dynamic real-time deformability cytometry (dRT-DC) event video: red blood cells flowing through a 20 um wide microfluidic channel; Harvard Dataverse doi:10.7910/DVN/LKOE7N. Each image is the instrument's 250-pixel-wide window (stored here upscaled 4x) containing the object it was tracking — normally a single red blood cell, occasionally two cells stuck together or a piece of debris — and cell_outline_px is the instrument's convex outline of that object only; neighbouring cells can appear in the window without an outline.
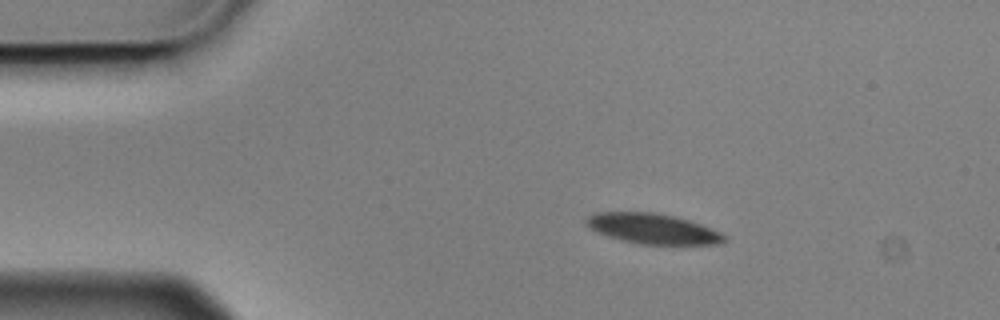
{"species": "Egyptian fruit bat (a non-hibernating species)", "species_latin": "Rousettus aegyptiacus", "temperature_condition": "cold", "stored_images_in_passage": 11, "camera_frame_rate_fps": 3000, "um_per_image_px": 0.085, "animal": {"sex": "male"}, "frame": {"image": 1, "passage_image": 3, "time_ms": 0.667, "image_size_px": [1000, 320], "cell_outline_px": [[728, 240], [720, 244], [640, 244], [620, 240], [608, 236], [584, 224], [584, 220], [588, 216], [596, 212], [652, 212], [672, 216], [688, 220], [700, 224], [720, 232], [728, 236]], "centroid_in_image_um": [55.5, 19.44], "position_along_channel_um": 29.5, "area_um2": 24.22}}
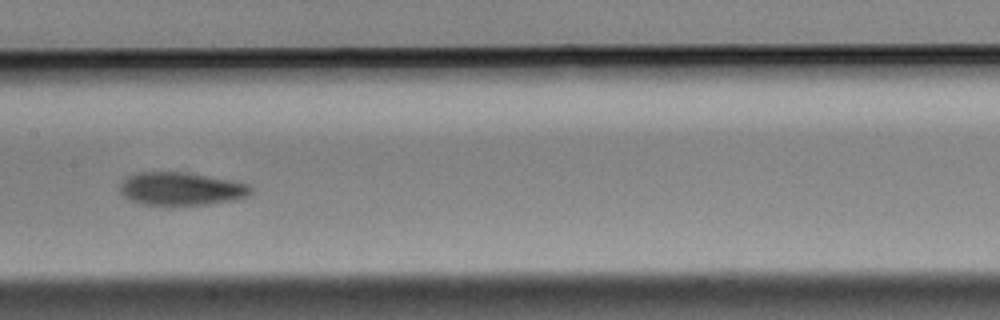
{"frame": {"image": 2, "passage_image": 8, "time_ms": 2.333, "image_size_px": [1000, 320], "cell_outline_px": [[252, 192], [248, 196], [232, 200], [208, 204], [144, 204], [132, 200], [124, 196], [120, 192], [120, 188], [124, 180], [128, 176], [140, 172], [180, 172], [236, 180], [248, 184], [252, 188]], "centroid_in_image_um": [15.45, 16.03], "position_along_channel_um": 192.0, "area_um2": 24.8}}
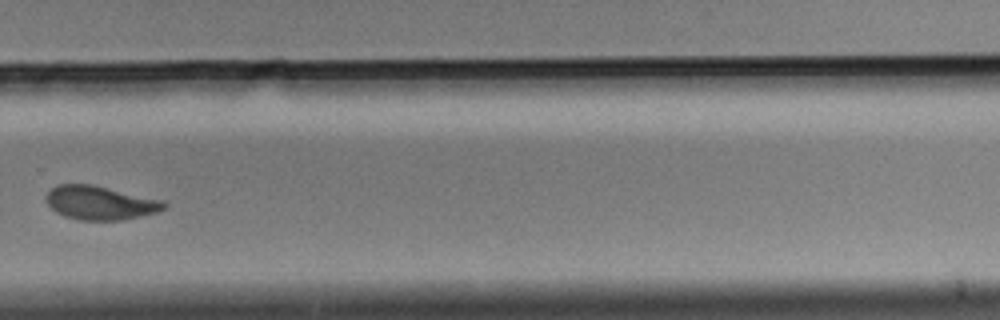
{"frame": {"image": 3, "passage_image": 11, "time_ms": 3.333, "image_size_px": [1000, 320], "cell_outline_px": [[168, 204], [164, 208], [156, 212], [140, 216], [120, 220], [80, 220], [64, 216], [56, 212], [48, 204], [48, 192], [56, 184], [92, 184], [164, 200]], "centroid_in_image_um": [8.54, 17.23], "position_along_channel_um": 321.3, "area_um2": 23.06}}